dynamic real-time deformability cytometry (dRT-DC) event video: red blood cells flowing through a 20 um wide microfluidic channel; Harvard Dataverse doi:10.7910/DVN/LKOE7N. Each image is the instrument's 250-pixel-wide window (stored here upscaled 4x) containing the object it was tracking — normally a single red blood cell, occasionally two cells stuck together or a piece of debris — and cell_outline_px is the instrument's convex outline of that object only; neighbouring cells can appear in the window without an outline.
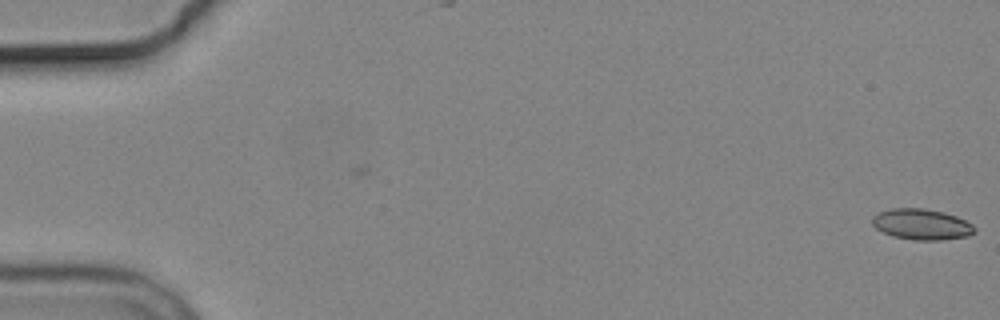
{"species": "common noctule bat (a hibernating species)", "species_latin": "Nyctalus noctula", "temperature_condition": "cold", "stored_images_in_passage": 6, "camera_frame_rate_fps": 3000, "um_per_image_px": 0.085, "animal": {"sex": "male", "body_mass_g": 19.2, "forearm_length_mm": 51.8}, "frame": {"image": 1, "passage_image": 1, "time_ms": 0.0, "image_size_px": [1000, 320], "cell_outline_px": [[976, 232], [968, 236], [940, 240], [916, 240], [892, 236], [876, 228], [872, 224], [872, 216], [880, 212], [892, 208], [924, 208], [944, 212], [956, 216], [972, 224], [976, 228]], "centroid_in_image_um": [78.35, 19.06], "position_along_channel_um": 6.6, "area_um2": 18.38}}
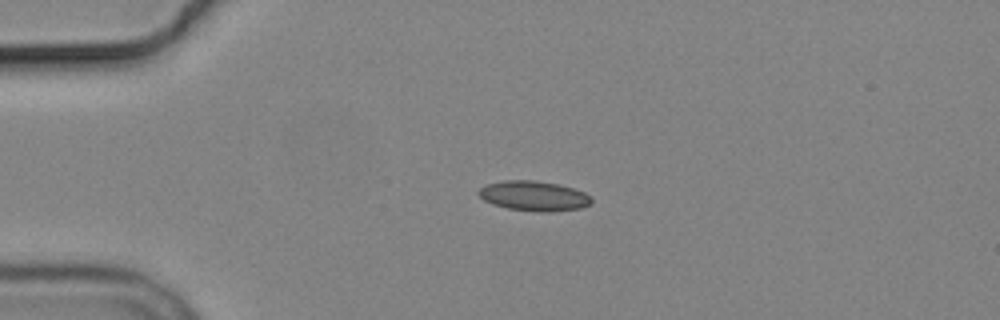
{"frame": {"image": 2, "passage_image": 4, "time_ms": 4.333, "image_size_px": [1000, 320], "cell_outline_px": [[592, 204], [580, 208], [544, 212], [540, 212], [508, 208], [492, 204], [484, 200], [476, 192], [480, 188], [488, 184], [504, 180], [536, 180], [560, 184], [584, 192], [592, 196]], "centroid_in_image_um": [45.39, 16.64], "position_along_channel_um": 39.6, "area_um2": 19.71}}
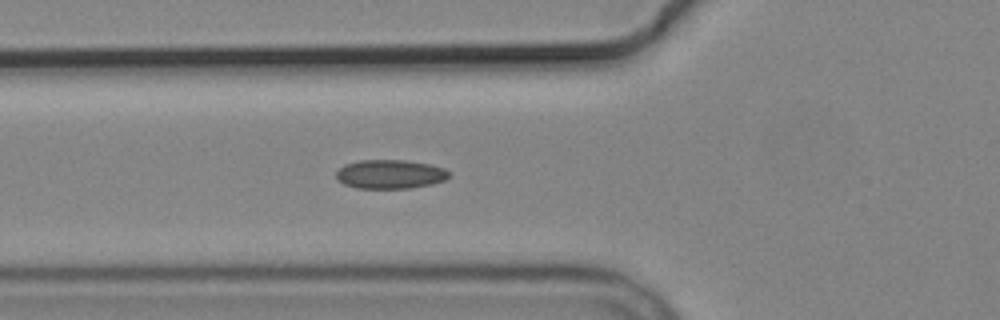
{"frame": {"image": 3, "passage_image": 6, "time_ms": 6.667, "image_size_px": [1000, 320], "cell_outline_px": [[448, 176], [444, 180], [432, 184], [408, 188], [356, 188], [344, 184], [336, 180], [336, 172], [344, 164], [360, 160], [404, 160], [428, 164], [444, 168], [448, 172]], "centroid_in_image_um": [33.11, 14.8], "position_along_channel_um": 92.7, "area_um2": 18.96}}